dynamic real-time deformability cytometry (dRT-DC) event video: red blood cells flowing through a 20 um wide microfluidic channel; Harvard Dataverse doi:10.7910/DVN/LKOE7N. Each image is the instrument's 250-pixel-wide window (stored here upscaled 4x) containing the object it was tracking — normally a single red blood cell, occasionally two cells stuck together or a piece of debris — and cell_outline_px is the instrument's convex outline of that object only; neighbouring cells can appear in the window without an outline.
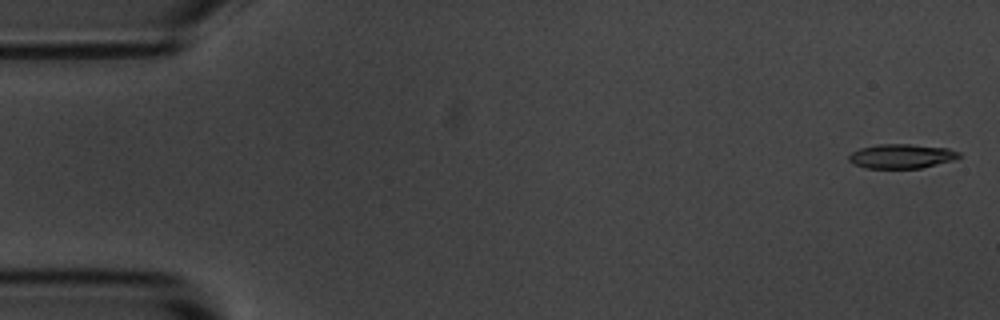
{"species": "common noctule bat (a hibernating species)", "species_latin": "Nyctalus noctula", "temperature_condition": "room temperature", "stored_images_in_passage": 55, "camera_frame_rate_fps": 3000, "um_per_image_px": 0.085, "animal": {"sex": "male", "body_mass_g": 20.1, "forearm_length_mm": 53.5}, "frame": {"image": 1, "passage_image": 2, "time_ms": 0.333, "image_size_px": [1000, 320], "cell_outline_px": [[960, 156], [952, 160], [920, 168], [864, 168], [848, 160], [848, 156], [852, 152], [860, 148], [876, 144], [912, 144], [948, 148], [960, 152]], "centroid_in_image_um": [76.61, 13.26], "position_along_channel_um": 8.4, "area_um2": 15.55}}
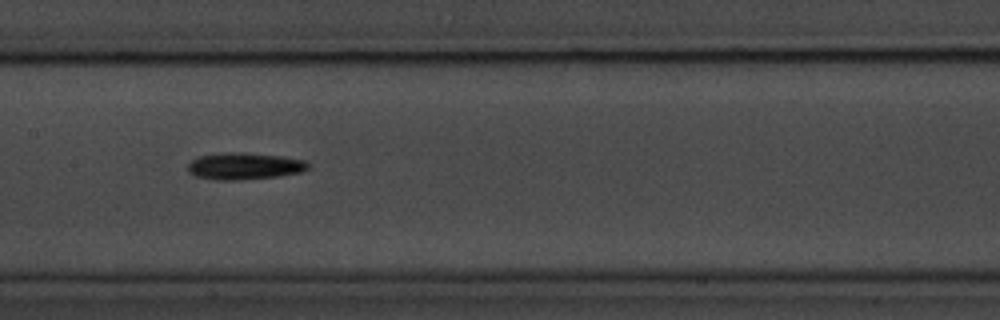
{"frame": {"image": 2, "passage_image": 27, "time_ms": 8.667, "image_size_px": [1000, 320], "cell_outline_px": [[308, 168], [300, 172], [276, 176], [236, 180], [216, 180], [196, 176], [188, 172], [188, 164], [196, 156], [228, 152], [244, 152], [284, 156], [304, 160], [308, 164]], "centroid_in_image_um": [20.73, 14.1], "position_along_channel_um": 186.7, "area_um2": 18.79}}
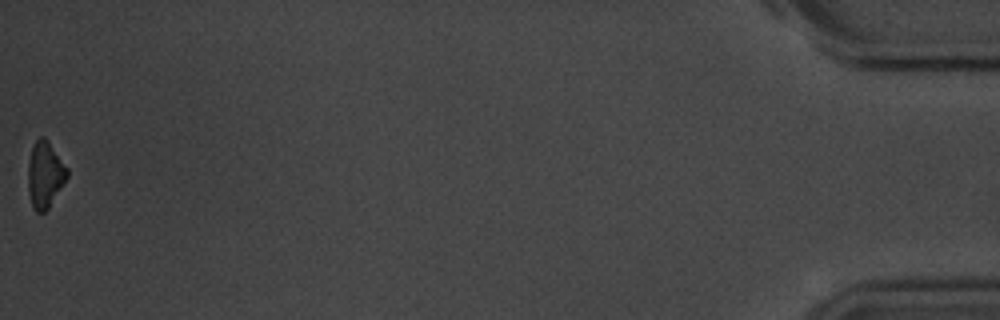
{"frame": {"image": 3, "passage_image": 55, "time_ms": 18.0, "image_size_px": [1000, 320], "cell_outline_px": [[68, 176], [48, 208], [44, 212], [36, 212], [32, 208], [28, 192], [28, 164], [32, 148], [36, 140], [40, 136], [44, 136], [48, 140], [68, 168]], "centroid_in_image_um": [3.81, 14.84], "position_along_channel_um": 431.4, "area_um2": 15.09}, "authors_computed_cell_mechanics": {"area_um2": 16.6464, "velocity_mm_per_s": 3.6898, "shape_relaxation_time_tau1_ms": 1.888, "shape_relaxation_time_tau2_ms": null, "deformation_change_tau1": 0.1029, "deformation_change_tau2": null}}